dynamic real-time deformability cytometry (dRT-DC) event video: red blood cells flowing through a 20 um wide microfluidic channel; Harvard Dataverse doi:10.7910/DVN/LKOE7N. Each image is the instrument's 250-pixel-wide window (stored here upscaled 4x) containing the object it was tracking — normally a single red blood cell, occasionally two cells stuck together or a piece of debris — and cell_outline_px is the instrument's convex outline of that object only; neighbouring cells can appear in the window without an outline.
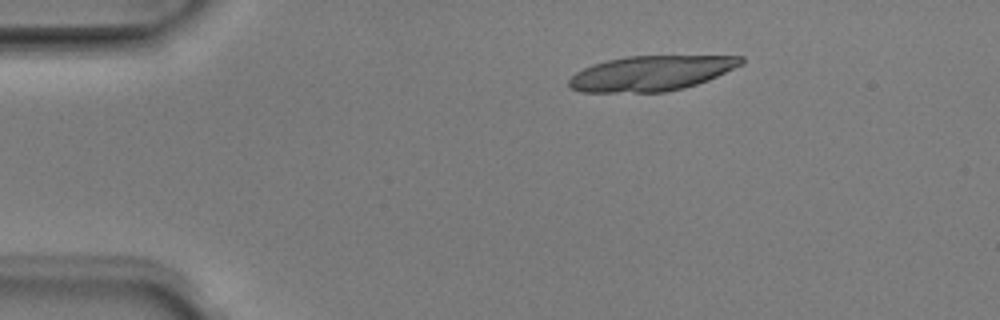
{"species": "Egyptian fruit bat (a non-hibernating species)", "species_latin": "Rousettus aegyptiacus", "temperature_condition": "room temperature", "stored_images_in_passage": 5, "camera_frame_rate_fps": 3000, "um_per_image_px": 0.085, "animal": {"sex": "male"}, "frame": {"image": 1, "passage_image": 2, "time_ms": 0.333, "image_size_px": [1000, 320], "cell_outline_px": [[744, 64], [708, 80], [684, 88], [664, 92], [580, 92], [568, 88], [568, 80], [576, 72], [592, 64], [608, 60], [628, 56], [744, 56]], "centroid_in_image_um": [55.33, 6.23], "position_along_channel_um": 29.7, "area_um2": 35.2}}